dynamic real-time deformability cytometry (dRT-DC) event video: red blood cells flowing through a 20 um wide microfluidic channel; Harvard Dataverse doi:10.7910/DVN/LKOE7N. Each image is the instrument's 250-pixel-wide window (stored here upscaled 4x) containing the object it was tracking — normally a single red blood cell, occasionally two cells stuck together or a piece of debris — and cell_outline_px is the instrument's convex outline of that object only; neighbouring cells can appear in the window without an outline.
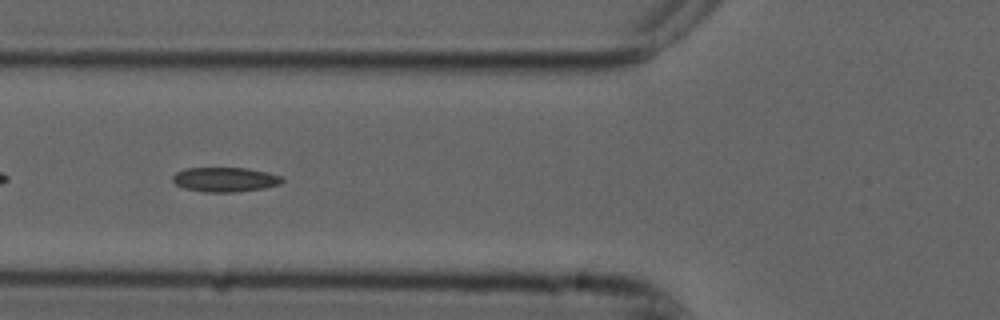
{"species": "common noctule bat (a hibernating species)", "species_latin": "Nyctalus noctula", "temperature_condition": "cold", "stored_images_in_passage": 39, "camera_frame_rate_fps": 3000, "um_per_image_px": 0.085, "animal": {"sex": "male", "forearm_length_mm": 52.5}, "frame": {"image": 1, "passage_image": 5, "time_ms": 1.333, "image_size_px": [1000, 320], "cell_outline_px": [[284, 180], [280, 184], [264, 188], [232, 192], [204, 192], [184, 188], [176, 184], [172, 180], [172, 176], [176, 172], [184, 168], [248, 168], [268, 172], [280, 176]], "centroid_in_image_um": [19.11, 15.25], "position_along_channel_um": 106.7, "area_um2": 15.66}}
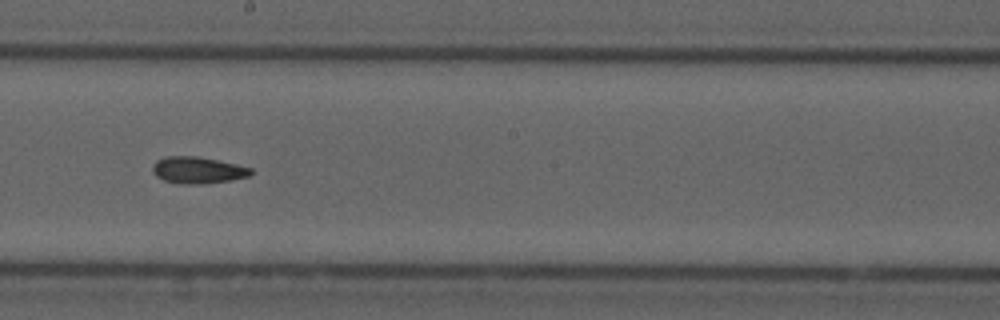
{"frame": {"image": 2, "passage_image": 15, "time_ms": 4.667, "image_size_px": [1000, 320], "cell_outline_px": [[256, 172], [248, 176], [232, 180], [200, 184], [176, 184], [164, 180], [156, 176], [152, 172], [152, 164], [156, 160], [164, 156], [200, 156], [236, 164], [252, 168]], "centroid_in_image_um": [16.8, 14.46], "position_along_channel_um": 231.4, "area_um2": 15.61}}
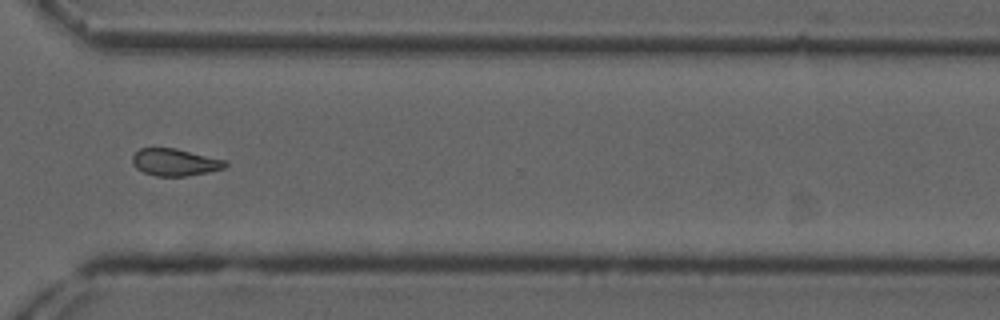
{"frame": {"image": 3, "passage_image": 25, "time_ms": 8.0, "image_size_px": [1000, 320], "cell_outline_px": [[228, 164], [224, 168], [208, 172], [188, 176], [156, 176], [144, 172], [136, 168], [132, 164], [132, 156], [140, 148], [176, 148], [228, 160]], "centroid_in_image_um": [14.89, 13.79], "position_along_channel_um": 355.7, "area_um2": 14.85}, "authors_computed_cell_mechanics": {"area_um2": 15.028, "velocity_mm_per_s": 3.7427, "shape_relaxation_time_tau1_ms": null, "shape_relaxation_time_tau2_ms": 3.7943, "deformation_change_tau1": null, "deformation_change_tau2": 0.075}}